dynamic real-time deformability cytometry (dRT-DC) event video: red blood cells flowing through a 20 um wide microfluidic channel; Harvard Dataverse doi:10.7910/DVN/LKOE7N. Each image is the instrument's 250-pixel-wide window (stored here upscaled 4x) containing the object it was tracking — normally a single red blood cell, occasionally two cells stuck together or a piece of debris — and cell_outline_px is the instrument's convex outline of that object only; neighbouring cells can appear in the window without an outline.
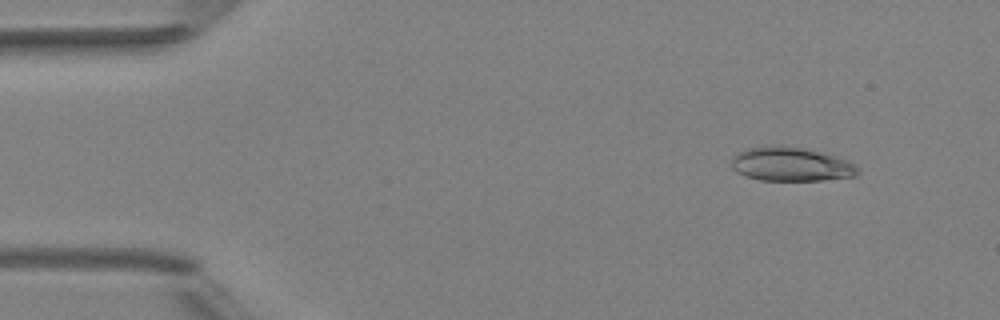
{"species": "Egyptian fruit bat (a non-hibernating species)", "species_latin": "Rousettus aegyptiacus", "temperature_condition": "room temperature", "stored_images_in_passage": 4, "camera_frame_rate_fps": 3000, "um_per_image_px": 0.085, "animal": {"sex": "female"}, "frame": {"image": 1, "passage_image": 2, "time_ms": 1.0, "image_size_px": [1000, 320], "cell_outline_px": [[860, 172], [856, 176], [824, 180], [760, 180], [744, 176], [736, 172], [732, 168], [732, 156], [736, 152], [760, 144], [764, 144], [800, 148], [820, 152], [836, 156], [848, 160], [860, 168]], "centroid_in_image_um": [67.21, 13.95], "position_along_channel_um": 17.8, "area_um2": 25.32}}